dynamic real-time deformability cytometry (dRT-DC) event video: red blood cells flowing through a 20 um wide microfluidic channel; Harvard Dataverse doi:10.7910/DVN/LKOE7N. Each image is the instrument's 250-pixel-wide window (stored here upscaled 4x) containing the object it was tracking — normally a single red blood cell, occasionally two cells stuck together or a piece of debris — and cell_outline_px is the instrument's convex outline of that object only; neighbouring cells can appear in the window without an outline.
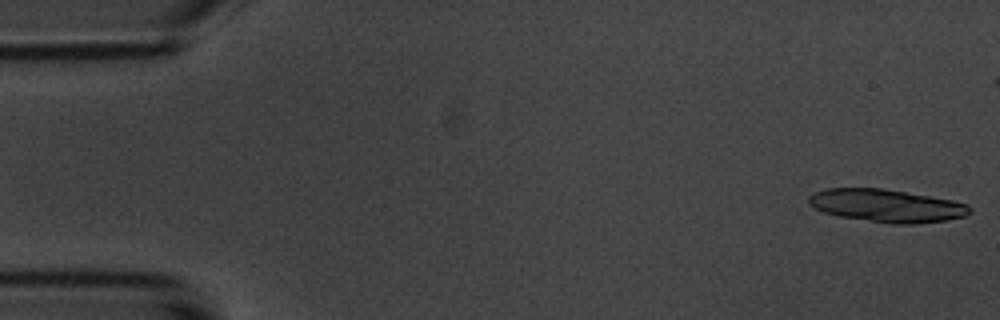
{"species": "common noctule bat (a hibernating species)", "species_latin": "Nyctalus noctula", "temperature_condition": "room temperature", "stored_images_in_passage": 6, "camera_frame_rate_fps": 3000, "um_per_image_px": 0.085, "animal": {"sex": "male", "body_mass_g": 20.1, "forearm_length_mm": 53.5}, "frame": {"image": 1, "passage_image": 1, "time_ms": 0.0, "image_size_px": [1000, 320], "cell_outline_px": [[972, 212], [964, 216], [944, 220], [916, 224], [892, 224], [840, 216], [824, 212], [808, 204], [808, 196], [824, 188], [884, 188], [952, 200], [968, 204], [972, 208]], "centroid_in_image_um": [75.37, 17.48], "position_along_channel_um": 9.6, "area_um2": 30.75}}